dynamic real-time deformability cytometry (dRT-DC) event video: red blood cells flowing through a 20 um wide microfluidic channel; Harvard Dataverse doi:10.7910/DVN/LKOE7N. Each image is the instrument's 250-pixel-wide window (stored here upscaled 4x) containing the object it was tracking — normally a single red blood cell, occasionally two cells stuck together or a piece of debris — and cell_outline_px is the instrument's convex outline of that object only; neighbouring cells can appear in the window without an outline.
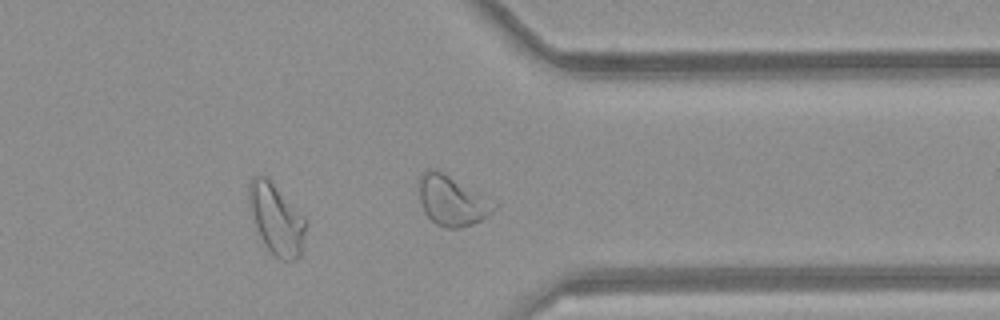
{"species": "common noctule bat (a hibernating species)", "species_latin": "Nyctalus noctula", "temperature_condition": "room temperature", "stored_images_in_passage": 36, "camera_frame_rate_fps": 3000, "um_per_image_px": 0.085, "animal": {"sex": "female", "body_mass_g": 21.9}, "frame": {"image": 1, "passage_image": 26, "time_ms": 8.333, "image_size_px": [1000, 320], "cell_outline_px": [[308, 224], [300, 256], [292, 260], [280, 260], [268, 248], [256, 224], [248, 196], [248, 184], [252, 176], [264, 176], [304, 216]], "centroid_in_image_um": [23.54, 18.64], "position_along_channel_um": 387.9, "area_um2": 22.48}, "authors_computed_cell_mechanics": {"area_um2": 20.4323, "velocity_mm_per_s": 4.0927, "shape_relaxation_time_tau1_ms": 9.7485, "shape_relaxation_time_tau2_ms": 4.0174, "deformation_change_tau1": 0.195, "deformation_change_tau2": 0.1125}}